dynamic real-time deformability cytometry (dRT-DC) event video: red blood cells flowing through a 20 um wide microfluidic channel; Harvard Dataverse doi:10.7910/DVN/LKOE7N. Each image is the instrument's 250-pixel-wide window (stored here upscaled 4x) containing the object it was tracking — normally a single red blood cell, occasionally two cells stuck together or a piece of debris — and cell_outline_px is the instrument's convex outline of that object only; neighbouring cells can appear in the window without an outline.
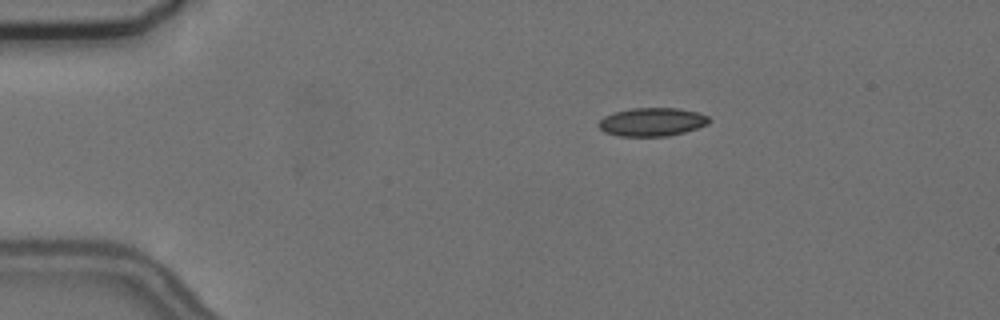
{"species": "common noctule bat (a hibernating species)", "species_latin": "Nyctalus noctula", "temperature_condition": "cold", "stored_images_in_passage": 3, "camera_frame_rate_fps": 3000, "um_per_image_px": 0.085, "animal": {"sex": "female", "body_mass_g": 24.6, "forearm_length_mm": 56.2}, "frame": {"image": 1, "passage_image": 1, "time_ms": 0.0, "image_size_px": [1000, 320], "cell_outline_px": [[712, 120], [708, 124], [684, 132], [668, 136], [620, 136], [604, 132], [596, 124], [604, 116], [612, 112], [632, 108], [676, 108], [696, 112], [708, 116]], "centroid_in_image_um": [55.4, 10.36], "position_along_channel_um": 29.6, "area_um2": 18.32}}